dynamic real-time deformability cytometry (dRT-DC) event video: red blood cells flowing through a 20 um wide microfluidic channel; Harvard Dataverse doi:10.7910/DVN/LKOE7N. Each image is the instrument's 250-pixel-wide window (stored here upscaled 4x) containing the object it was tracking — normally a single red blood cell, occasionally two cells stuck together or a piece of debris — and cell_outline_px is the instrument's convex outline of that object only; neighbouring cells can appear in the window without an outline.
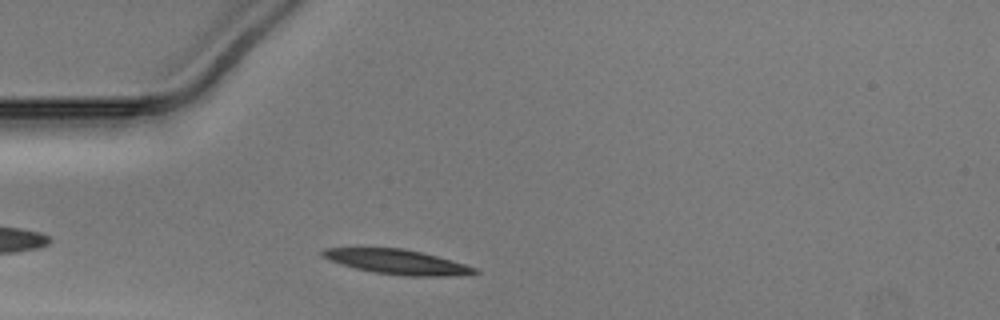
{"species": "Egyptian fruit bat (a non-hibernating species)", "species_latin": "Rousettus aegyptiacus", "temperature_condition": "warm", "stored_images_in_passage": 30, "camera_frame_rate_fps": 3000, "um_per_image_px": 0.085, "animal": {"sex": "male"}, "frame": {"image": 1, "passage_image": 4, "time_ms": 1.0, "image_size_px": [1000, 320], "cell_outline_px": [[480, 272], [468, 276], [404, 276], [372, 272], [340, 264], [328, 260], [320, 256], [320, 252], [324, 248], [400, 248], [420, 252], [452, 260], [476, 268]], "centroid_in_image_um": [33.77, 22.27], "position_along_channel_um": 51.2, "area_um2": 22.02}}
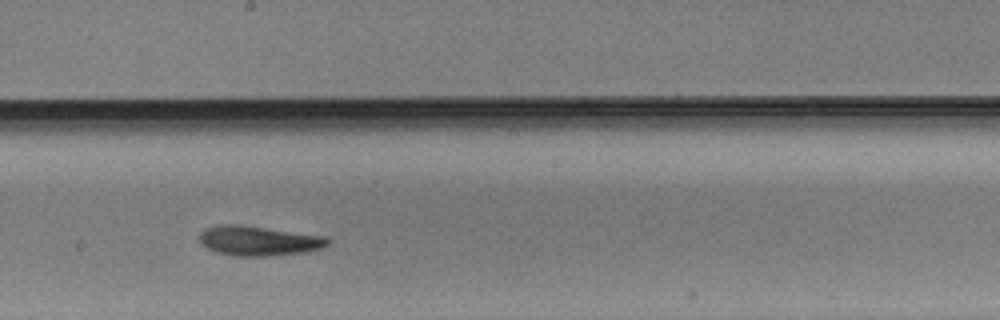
{"frame": {"image": 2, "passage_image": 18, "time_ms": 5.667, "image_size_px": [1000, 320], "cell_outline_px": [[332, 240], [328, 244], [320, 248], [308, 252], [268, 256], [232, 256], [216, 252], [200, 244], [200, 232], [204, 228], [220, 224], [236, 224], [328, 236]], "centroid_in_image_um": [21.99, 20.47], "position_along_channel_um": 226.2, "area_um2": 22.48}}
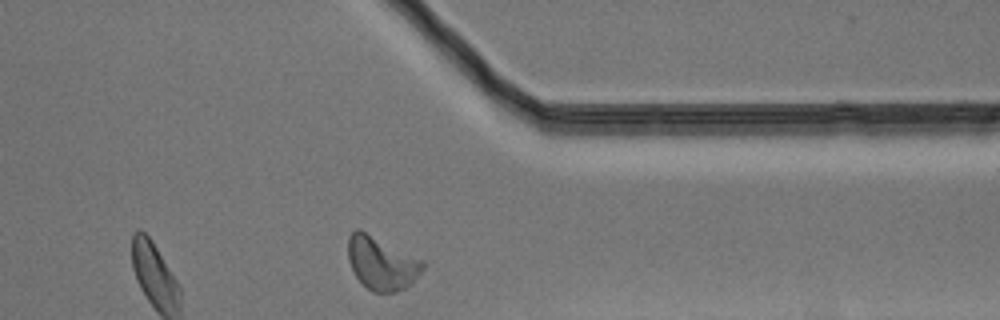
{"frame": {"image": 3, "passage_image": 30, "time_ms": 9.667, "image_size_px": [1000, 320], "cell_outline_px": [[424, 268], [412, 284], [396, 292], [372, 292], [356, 276], [348, 260], [348, 236], [356, 228], [360, 228], [424, 260]], "centroid_in_image_um": [32.45, 22.34], "position_along_channel_um": 379.0, "area_um2": 23.35}}